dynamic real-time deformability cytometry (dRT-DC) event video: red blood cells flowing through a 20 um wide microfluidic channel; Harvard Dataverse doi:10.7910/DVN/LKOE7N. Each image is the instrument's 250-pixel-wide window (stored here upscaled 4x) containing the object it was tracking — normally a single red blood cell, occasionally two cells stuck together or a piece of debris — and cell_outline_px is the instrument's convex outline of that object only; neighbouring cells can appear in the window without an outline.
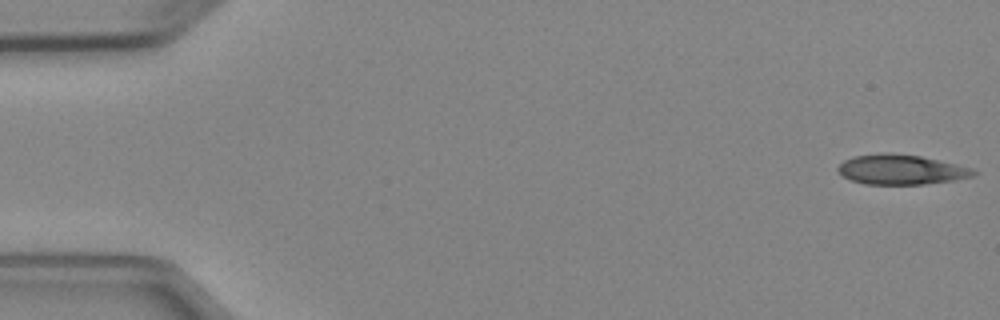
{"species": "Egyptian fruit bat (a non-hibernating species)", "species_latin": "Rousettus aegyptiacus", "temperature_condition": "cold", "stored_images_in_passage": 4, "camera_frame_rate_fps": 3000, "um_per_image_px": 0.085, "animal": {"sex": "female"}, "frame": {"image": 1, "passage_image": 1, "time_ms": 0.0, "image_size_px": [1000, 320], "cell_outline_px": [[976, 176], [952, 180], [924, 184], [864, 184], [852, 180], [844, 176], [836, 168], [844, 160], [852, 156], [880, 152], [888, 152], [920, 156], [972, 168], [976, 172]], "centroid_in_image_um": [76.56, 14.4], "position_along_channel_um": 8.4, "area_um2": 23.52}}
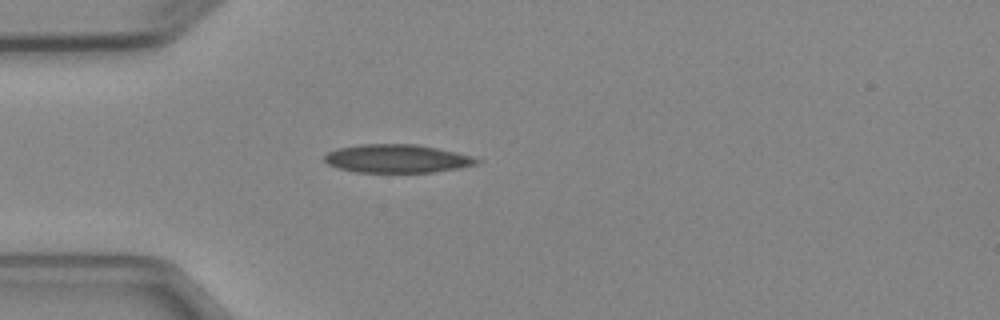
{"frame": {"image": 2, "passage_image": 4, "time_ms": 4.333, "image_size_px": [1000, 320], "cell_outline_px": [[480, 160], [476, 164], [460, 168], [432, 172], [356, 172], [336, 168], [328, 164], [324, 160], [324, 156], [328, 152], [336, 148], [360, 144], [416, 144], [456, 152], [472, 156]], "centroid_in_image_um": [33.71, 13.48], "position_along_channel_um": 51.3, "area_um2": 25.14}}